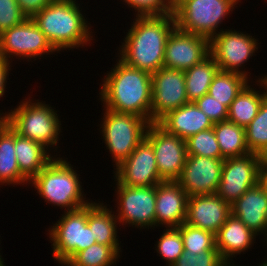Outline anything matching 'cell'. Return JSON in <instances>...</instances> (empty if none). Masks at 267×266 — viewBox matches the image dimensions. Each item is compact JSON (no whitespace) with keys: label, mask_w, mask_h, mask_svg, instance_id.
<instances>
[{"label":"cell","mask_w":267,"mask_h":266,"mask_svg":"<svg viewBox=\"0 0 267 266\" xmlns=\"http://www.w3.org/2000/svg\"><path fill=\"white\" fill-rule=\"evenodd\" d=\"M49 230L53 243V257L66 265L78 252L97 243L87 224V205L73 211H64Z\"/></svg>","instance_id":"ba28073f"},{"label":"cell","mask_w":267,"mask_h":266,"mask_svg":"<svg viewBox=\"0 0 267 266\" xmlns=\"http://www.w3.org/2000/svg\"><path fill=\"white\" fill-rule=\"evenodd\" d=\"M55 51L32 18H26L17 26L0 33V58L7 62H10L11 55L35 59Z\"/></svg>","instance_id":"9c48e42d"},{"label":"cell","mask_w":267,"mask_h":266,"mask_svg":"<svg viewBox=\"0 0 267 266\" xmlns=\"http://www.w3.org/2000/svg\"><path fill=\"white\" fill-rule=\"evenodd\" d=\"M246 143L251 153L261 154L267 148V98L257 116L245 128Z\"/></svg>","instance_id":"4dcf8cb0"},{"label":"cell","mask_w":267,"mask_h":266,"mask_svg":"<svg viewBox=\"0 0 267 266\" xmlns=\"http://www.w3.org/2000/svg\"><path fill=\"white\" fill-rule=\"evenodd\" d=\"M3 262L4 260L0 259V266H5Z\"/></svg>","instance_id":"ee69618b"},{"label":"cell","mask_w":267,"mask_h":266,"mask_svg":"<svg viewBox=\"0 0 267 266\" xmlns=\"http://www.w3.org/2000/svg\"><path fill=\"white\" fill-rule=\"evenodd\" d=\"M224 159L187 155L186 163L177 182L188 196L217 192Z\"/></svg>","instance_id":"e0dca14e"},{"label":"cell","mask_w":267,"mask_h":266,"mask_svg":"<svg viewBox=\"0 0 267 266\" xmlns=\"http://www.w3.org/2000/svg\"><path fill=\"white\" fill-rule=\"evenodd\" d=\"M29 182L19 170L15 153V131L3 120L0 123V184Z\"/></svg>","instance_id":"d4e9b609"},{"label":"cell","mask_w":267,"mask_h":266,"mask_svg":"<svg viewBox=\"0 0 267 266\" xmlns=\"http://www.w3.org/2000/svg\"><path fill=\"white\" fill-rule=\"evenodd\" d=\"M260 165H267V148L260 154Z\"/></svg>","instance_id":"7bdbcfd3"},{"label":"cell","mask_w":267,"mask_h":266,"mask_svg":"<svg viewBox=\"0 0 267 266\" xmlns=\"http://www.w3.org/2000/svg\"><path fill=\"white\" fill-rule=\"evenodd\" d=\"M261 266H267V261L266 262L264 261Z\"/></svg>","instance_id":"f6af8a7d"},{"label":"cell","mask_w":267,"mask_h":266,"mask_svg":"<svg viewBox=\"0 0 267 266\" xmlns=\"http://www.w3.org/2000/svg\"><path fill=\"white\" fill-rule=\"evenodd\" d=\"M231 215V205L216 193L189 196L185 223L217 234Z\"/></svg>","instance_id":"ac0fdd59"},{"label":"cell","mask_w":267,"mask_h":266,"mask_svg":"<svg viewBox=\"0 0 267 266\" xmlns=\"http://www.w3.org/2000/svg\"><path fill=\"white\" fill-rule=\"evenodd\" d=\"M115 169L116 181L129 187L156 186L163 181L157 169L154 149L145 138Z\"/></svg>","instance_id":"2e32d148"},{"label":"cell","mask_w":267,"mask_h":266,"mask_svg":"<svg viewBox=\"0 0 267 266\" xmlns=\"http://www.w3.org/2000/svg\"><path fill=\"white\" fill-rule=\"evenodd\" d=\"M265 98L264 92L260 94V91L256 92L247 84L230 104L227 120L246 128L257 116L260 105Z\"/></svg>","instance_id":"83f0119b"},{"label":"cell","mask_w":267,"mask_h":266,"mask_svg":"<svg viewBox=\"0 0 267 266\" xmlns=\"http://www.w3.org/2000/svg\"><path fill=\"white\" fill-rule=\"evenodd\" d=\"M25 100L8 114L0 115L18 135L43 144L46 148H55L61 132L57 111L44 102Z\"/></svg>","instance_id":"5b68a950"},{"label":"cell","mask_w":267,"mask_h":266,"mask_svg":"<svg viewBox=\"0 0 267 266\" xmlns=\"http://www.w3.org/2000/svg\"><path fill=\"white\" fill-rule=\"evenodd\" d=\"M258 84H261L260 87H264V91L266 90L265 95H266V98H267V75H265V77L263 78H260L259 81H257Z\"/></svg>","instance_id":"b9f144b4"},{"label":"cell","mask_w":267,"mask_h":266,"mask_svg":"<svg viewBox=\"0 0 267 266\" xmlns=\"http://www.w3.org/2000/svg\"><path fill=\"white\" fill-rule=\"evenodd\" d=\"M256 235L240 219L231 214L215 235L216 248L222 259L232 266L230 257L250 249Z\"/></svg>","instance_id":"7402d4cb"},{"label":"cell","mask_w":267,"mask_h":266,"mask_svg":"<svg viewBox=\"0 0 267 266\" xmlns=\"http://www.w3.org/2000/svg\"><path fill=\"white\" fill-rule=\"evenodd\" d=\"M151 123L188 103L183 70L162 67L151 74Z\"/></svg>","instance_id":"5bb4252c"},{"label":"cell","mask_w":267,"mask_h":266,"mask_svg":"<svg viewBox=\"0 0 267 266\" xmlns=\"http://www.w3.org/2000/svg\"><path fill=\"white\" fill-rule=\"evenodd\" d=\"M176 27L174 13L137 16L120 49V59L129 67L154 73L164 67L167 38Z\"/></svg>","instance_id":"6da1fadb"},{"label":"cell","mask_w":267,"mask_h":266,"mask_svg":"<svg viewBox=\"0 0 267 266\" xmlns=\"http://www.w3.org/2000/svg\"><path fill=\"white\" fill-rule=\"evenodd\" d=\"M78 5L76 0H53L32 17L56 52L84 46L93 38Z\"/></svg>","instance_id":"3957f363"},{"label":"cell","mask_w":267,"mask_h":266,"mask_svg":"<svg viewBox=\"0 0 267 266\" xmlns=\"http://www.w3.org/2000/svg\"><path fill=\"white\" fill-rule=\"evenodd\" d=\"M218 71L219 67L211 54L184 71L186 95L189 102H195L208 93L210 84Z\"/></svg>","instance_id":"484cf974"},{"label":"cell","mask_w":267,"mask_h":266,"mask_svg":"<svg viewBox=\"0 0 267 266\" xmlns=\"http://www.w3.org/2000/svg\"><path fill=\"white\" fill-rule=\"evenodd\" d=\"M248 77L235 72L218 71L208 89V94L227 108L248 84Z\"/></svg>","instance_id":"f1b7e54d"},{"label":"cell","mask_w":267,"mask_h":266,"mask_svg":"<svg viewBox=\"0 0 267 266\" xmlns=\"http://www.w3.org/2000/svg\"><path fill=\"white\" fill-rule=\"evenodd\" d=\"M11 62H7L4 59L0 58V97H3L5 93V87L7 83V77H9L8 73L11 70L10 65ZM8 75V76H7Z\"/></svg>","instance_id":"ab89813d"},{"label":"cell","mask_w":267,"mask_h":266,"mask_svg":"<svg viewBox=\"0 0 267 266\" xmlns=\"http://www.w3.org/2000/svg\"><path fill=\"white\" fill-rule=\"evenodd\" d=\"M187 155L224 159L213 128L200 131L186 140Z\"/></svg>","instance_id":"d6a6232c"},{"label":"cell","mask_w":267,"mask_h":266,"mask_svg":"<svg viewBox=\"0 0 267 266\" xmlns=\"http://www.w3.org/2000/svg\"><path fill=\"white\" fill-rule=\"evenodd\" d=\"M103 110L101 133L117 167L143 141L150 123L134 114L117 113L106 108Z\"/></svg>","instance_id":"52a82bcc"},{"label":"cell","mask_w":267,"mask_h":266,"mask_svg":"<svg viewBox=\"0 0 267 266\" xmlns=\"http://www.w3.org/2000/svg\"><path fill=\"white\" fill-rule=\"evenodd\" d=\"M259 183L267 191V165L259 166Z\"/></svg>","instance_id":"60d3db41"},{"label":"cell","mask_w":267,"mask_h":266,"mask_svg":"<svg viewBox=\"0 0 267 266\" xmlns=\"http://www.w3.org/2000/svg\"><path fill=\"white\" fill-rule=\"evenodd\" d=\"M46 149L43 144L24 138L15 132V153L19 170L29 181L54 158Z\"/></svg>","instance_id":"cb8c5ba5"},{"label":"cell","mask_w":267,"mask_h":266,"mask_svg":"<svg viewBox=\"0 0 267 266\" xmlns=\"http://www.w3.org/2000/svg\"><path fill=\"white\" fill-rule=\"evenodd\" d=\"M210 54V40L175 27L165 45L164 67L187 70Z\"/></svg>","instance_id":"9a60e30c"},{"label":"cell","mask_w":267,"mask_h":266,"mask_svg":"<svg viewBox=\"0 0 267 266\" xmlns=\"http://www.w3.org/2000/svg\"><path fill=\"white\" fill-rule=\"evenodd\" d=\"M166 132L184 140L190 136L213 128V122L202 112L195 102H188L171 110L156 122Z\"/></svg>","instance_id":"ffe728a7"},{"label":"cell","mask_w":267,"mask_h":266,"mask_svg":"<svg viewBox=\"0 0 267 266\" xmlns=\"http://www.w3.org/2000/svg\"><path fill=\"white\" fill-rule=\"evenodd\" d=\"M72 168L67 160L54 156L29 184L48 204L66 208V212L77 210L90 202L85 200L79 175Z\"/></svg>","instance_id":"277c9868"},{"label":"cell","mask_w":267,"mask_h":266,"mask_svg":"<svg viewBox=\"0 0 267 266\" xmlns=\"http://www.w3.org/2000/svg\"><path fill=\"white\" fill-rule=\"evenodd\" d=\"M116 64L100 89L104 108L134 114L151 123V73L129 67L121 60Z\"/></svg>","instance_id":"7a4b0ae2"},{"label":"cell","mask_w":267,"mask_h":266,"mask_svg":"<svg viewBox=\"0 0 267 266\" xmlns=\"http://www.w3.org/2000/svg\"><path fill=\"white\" fill-rule=\"evenodd\" d=\"M53 0H17L21 11L27 18H32Z\"/></svg>","instance_id":"f35d334b"},{"label":"cell","mask_w":267,"mask_h":266,"mask_svg":"<svg viewBox=\"0 0 267 266\" xmlns=\"http://www.w3.org/2000/svg\"><path fill=\"white\" fill-rule=\"evenodd\" d=\"M103 205L92 201L87 205V224L97 243L109 245L119 254L120 245L117 238L119 221L116 215Z\"/></svg>","instance_id":"603a6c76"},{"label":"cell","mask_w":267,"mask_h":266,"mask_svg":"<svg viewBox=\"0 0 267 266\" xmlns=\"http://www.w3.org/2000/svg\"><path fill=\"white\" fill-rule=\"evenodd\" d=\"M137 16L164 15L174 11L173 0H124Z\"/></svg>","instance_id":"d590c367"},{"label":"cell","mask_w":267,"mask_h":266,"mask_svg":"<svg viewBox=\"0 0 267 266\" xmlns=\"http://www.w3.org/2000/svg\"><path fill=\"white\" fill-rule=\"evenodd\" d=\"M156 251L172 266L183 254L184 246L181 231L178 227L167 228L157 242Z\"/></svg>","instance_id":"836d02e7"},{"label":"cell","mask_w":267,"mask_h":266,"mask_svg":"<svg viewBox=\"0 0 267 266\" xmlns=\"http://www.w3.org/2000/svg\"><path fill=\"white\" fill-rule=\"evenodd\" d=\"M195 104L209 117L213 124L228 119V108L208 93L198 98Z\"/></svg>","instance_id":"74e56055"},{"label":"cell","mask_w":267,"mask_h":266,"mask_svg":"<svg viewBox=\"0 0 267 266\" xmlns=\"http://www.w3.org/2000/svg\"><path fill=\"white\" fill-rule=\"evenodd\" d=\"M119 255L111 246L95 243L78 252L66 266H111Z\"/></svg>","instance_id":"f546056e"},{"label":"cell","mask_w":267,"mask_h":266,"mask_svg":"<svg viewBox=\"0 0 267 266\" xmlns=\"http://www.w3.org/2000/svg\"><path fill=\"white\" fill-rule=\"evenodd\" d=\"M260 155L249 153L224 159L216 194L230 205L259 183Z\"/></svg>","instance_id":"7c38bea8"},{"label":"cell","mask_w":267,"mask_h":266,"mask_svg":"<svg viewBox=\"0 0 267 266\" xmlns=\"http://www.w3.org/2000/svg\"><path fill=\"white\" fill-rule=\"evenodd\" d=\"M172 266H229L218 250H208L200 254L184 251Z\"/></svg>","instance_id":"e575fe53"},{"label":"cell","mask_w":267,"mask_h":266,"mask_svg":"<svg viewBox=\"0 0 267 266\" xmlns=\"http://www.w3.org/2000/svg\"><path fill=\"white\" fill-rule=\"evenodd\" d=\"M239 0H173L176 27L211 40ZM220 23V24H219Z\"/></svg>","instance_id":"8992f818"},{"label":"cell","mask_w":267,"mask_h":266,"mask_svg":"<svg viewBox=\"0 0 267 266\" xmlns=\"http://www.w3.org/2000/svg\"><path fill=\"white\" fill-rule=\"evenodd\" d=\"M188 197L177 181H162L157 184L155 226L164 224L170 228L179 227L184 223L187 217Z\"/></svg>","instance_id":"d6986e66"},{"label":"cell","mask_w":267,"mask_h":266,"mask_svg":"<svg viewBox=\"0 0 267 266\" xmlns=\"http://www.w3.org/2000/svg\"><path fill=\"white\" fill-rule=\"evenodd\" d=\"M145 139L154 149L160 178L177 181L186 163V140L166 132L156 122L148 125Z\"/></svg>","instance_id":"30bf717a"},{"label":"cell","mask_w":267,"mask_h":266,"mask_svg":"<svg viewBox=\"0 0 267 266\" xmlns=\"http://www.w3.org/2000/svg\"><path fill=\"white\" fill-rule=\"evenodd\" d=\"M4 120V118L2 116H0V123Z\"/></svg>","instance_id":"bcb514c9"},{"label":"cell","mask_w":267,"mask_h":266,"mask_svg":"<svg viewBox=\"0 0 267 266\" xmlns=\"http://www.w3.org/2000/svg\"><path fill=\"white\" fill-rule=\"evenodd\" d=\"M231 214L255 234L267 236V191L258 183L231 204Z\"/></svg>","instance_id":"44dd1931"},{"label":"cell","mask_w":267,"mask_h":266,"mask_svg":"<svg viewBox=\"0 0 267 266\" xmlns=\"http://www.w3.org/2000/svg\"><path fill=\"white\" fill-rule=\"evenodd\" d=\"M213 130L224 159L251 153L246 143L245 128L226 120L215 123Z\"/></svg>","instance_id":"4316f807"},{"label":"cell","mask_w":267,"mask_h":266,"mask_svg":"<svg viewBox=\"0 0 267 266\" xmlns=\"http://www.w3.org/2000/svg\"><path fill=\"white\" fill-rule=\"evenodd\" d=\"M178 228L181 231L184 251L197 255L208 250H218L215 234L193 227L185 222Z\"/></svg>","instance_id":"1f68e13d"},{"label":"cell","mask_w":267,"mask_h":266,"mask_svg":"<svg viewBox=\"0 0 267 266\" xmlns=\"http://www.w3.org/2000/svg\"><path fill=\"white\" fill-rule=\"evenodd\" d=\"M118 223L140 228L155 226L156 186L129 187L118 181Z\"/></svg>","instance_id":"4fadbf2b"},{"label":"cell","mask_w":267,"mask_h":266,"mask_svg":"<svg viewBox=\"0 0 267 266\" xmlns=\"http://www.w3.org/2000/svg\"><path fill=\"white\" fill-rule=\"evenodd\" d=\"M26 18L17 0H0V33L17 26Z\"/></svg>","instance_id":"8d00e7d4"},{"label":"cell","mask_w":267,"mask_h":266,"mask_svg":"<svg viewBox=\"0 0 267 266\" xmlns=\"http://www.w3.org/2000/svg\"><path fill=\"white\" fill-rule=\"evenodd\" d=\"M257 46V40L251 35L222 29L210 40V54L220 71L235 72L247 77L248 72L239 70V67L248 62L257 51Z\"/></svg>","instance_id":"8fae6325"}]
</instances>
